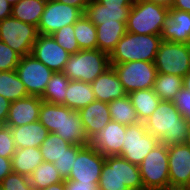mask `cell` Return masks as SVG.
<instances>
[{
	"mask_svg": "<svg viewBox=\"0 0 190 190\" xmlns=\"http://www.w3.org/2000/svg\"><path fill=\"white\" fill-rule=\"evenodd\" d=\"M47 0H21L12 6V17L36 27L44 12Z\"/></svg>",
	"mask_w": 190,
	"mask_h": 190,
	"instance_id": "83f0119b",
	"label": "cell"
},
{
	"mask_svg": "<svg viewBox=\"0 0 190 190\" xmlns=\"http://www.w3.org/2000/svg\"><path fill=\"white\" fill-rule=\"evenodd\" d=\"M154 63L157 73L184 77L190 71L188 44L162 41Z\"/></svg>",
	"mask_w": 190,
	"mask_h": 190,
	"instance_id": "ba28073f",
	"label": "cell"
},
{
	"mask_svg": "<svg viewBox=\"0 0 190 190\" xmlns=\"http://www.w3.org/2000/svg\"><path fill=\"white\" fill-rule=\"evenodd\" d=\"M56 42L68 53L75 54L80 51L76 37L74 35V24L67 25L52 34Z\"/></svg>",
	"mask_w": 190,
	"mask_h": 190,
	"instance_id": "8d00e7d4",
	"label": "cell"
},
{
	"mask_svg": "<svg viewBox=\"0 0 190 190\" xmlns=\"http://www.w3.org/2000/svg\"><path fill=\"white\" fill-rule=\"evenodd\" d=\"M110 67L109 54L99 49H86L70 54L62 72L70 80L91 84Z\"/></svg>",
	"mask_w": 190,
	"mask_h": 190,
	"instance_id": "277c9868",
	"label": "cell"
},
{
	"mask_svg": "<svg viewBox=\"0 0 190 190\" xmlns=\"http://www.w3.org/2000/svg\"><path fill=\"white\" fill-rule=\"evenodd\" d=\"M42 162L43 157L39 147L16 149L11 158L12 171L29 177Z\"/></svg>",
	"mask_w": 190,
	"mask_h": 190,
	"instance_id": "d4e9b609",
	"label": "cell"
},
{
	"mask_svg": "<svg viewBox=\"0 0 190 190\" xmlns=\"http://www.w3.org/2000/svg\"><path fill=\"white\" fill-rule=\"evenodd\" d=\"M0 95L10 102L29 96L15 70L0 72Z\"/></svg>",
	"mask_w": 190,
	"mask_h": 190,
	"instance_id": "f1b7e54d",
	"label": "cell"
},
{
	"mask_svg": "<svg viewBox=\"0 0 190 190\" xmlns=\"http://www.w3.org/2000/svg\"><path fill=\"white\" fill-rule=\"evenodd\" d=\"M97 49L107 54L115 49L117 42L126 34V24L120 21L103 22L96 26Z\"/></svg>",
	"mask_w": 190,
	"mask_h": 190,
	"instance_id": "cb8c5ba5",
	"label": "cell"
},
{
	"mask_svg": "<svg viewBox=\"0 0 190 190\" xmlns=\"http://www.w3.org/2000/svg\"><path fill=\"white\" fill-rule=\"evenodd\" d=\"M84 13L75 6L47 0L37 27L38 34L52 35L64 26L74 24Z\"/></svg>",
	"mask_w": 190,
	"mask_h": 190,
	"instance_id": "7c38bea8",
	"label": "cell"
},
{
	"mask_svg": "<svg viewBox=\"0 0 190 190\" xmlns=\"http://www.w3.org/2000/svg\"><path fill=\"white\" fill-rule=\"evenodd\" d=\"M92 90L96 100L102 102H112L127 95L124 91L120 79L111 66L104 73L100 74L92 83Z\"/></svg>",
	"mask_w": 190,
	"mask_h": 190,
	"instance_id": "ffe728a7",
	"label": "cell"
},
{
	"mask_svg": "<svg viewBox=\"0 0 190 190\" xmlns=\"http://www.w3.org/2000/svg\"><path fill=\"white\" fill-rule=\"evenodd\" d=\"M157 190H174V189H171V188H170V189H157Z\"/></svg>",
	"mask_w": 190,
	"mask_h": 190,
	"instance_id": "6f0895ef",
	"label": "cell"
},
{
	"mask_svg": "<svg viewBox=\"0 0 190 190\" xmlns=\"http://www.w3.org/2000/svg\"><path fill=\"white\" fill-rule=\"evenodd\" d=\"M21 56L0 40V72L15 70Z\"/></svg>",
	"mask_w": 190,
	"mask_h": 190,
	"instance_id": "f35d334b",
	"label": "cell"
},
{
	"mask_svg": "<svg viewBox=\"0 0 190 190\" xmlns=\"http://www.w3.org/2000/svg\"><path fill=\"white\" fill-rule=\"evenodd\" d=\"M110 65L117 73L127 94L137 90L153 88L157 76L154 62L132 61Z\"/></svg>",
	"mask_w": 190,
	"mask_h": 190,
	"instance_id": "52a82bcc",
	"label": "cell"
},
{
	"mask_svg": "<svg viewBox=\"0 0 190 190\" xmlns=\"http://www.w3.org/2000/svg\"><path fill=\"white\" fill-rule=\"evenodd\" d=\"M159 144V140L145 128L144 122L126 126L122 152L123 157L132 164L140 165L146 155Z\"/></svg>",
	"mask_w": 190,
	"mask_h": 190,
	"instance_id": "30bf717a",
	"label": "cell"
},
{
	"mask_svg": "<svg viewBox=\"0 0 190 190\" xmlns=\"http://www.w3.org/2000/svg\"><path fill=\"white\" fill-rule=\"evenodd\" d=\"M11 158L0 156V183L10 173H12Z\"/></svg>",
	"mask_w": 190,
	"mask_h": 190,
	"instance_id": "f6af8a7d",
	"label": "cell"
},
{
	"mask_svg": "<svg viewBox=\"0 0 190 190\" xmlns=\"http://www.w3.org/2000/svg\"><path fill=\"white\" fill-rule=\"evenodd\" d=\"M187 144L190 146V133H189V135H188Z\"/></svg>",
	"mask_w": 190,
	"mask_h": 190,
	"instance_id": "9f6ffc18",
	"label": "cell"
},
{
	"mask_svg": "<svg viewBox=\"0 0 190 190\" xmlns=\"http://www.w3.org/2000/svg\"><path fill=\"white\" fill-rule=\"evenodd\" d=\"M0 184L3 190H35L29 177L14 172L8 174Z\"/></svg>",
	"mask_w": 190,
	"mask_h": 190,
	"instance_id": "ab89813d",
	"label": "cell"
},
{
	"mask_svg": "<svg viewBox=\"0 0 190 190\" xmlns=\"http://www.w3.org/2000/svg\"><path fill=\"white\" fill-rule=\"evenodd\" d=\"M35 190L44 189L52 184L64 181L54 163L43 161L29 176Z\"/></svg>",
	"mask_w": 190,
	"mask_h": 190,
	"instance_id": "d6a6232c",
	"label": "cell"
},
{
	"mask_svg": "<svg viewBox=\"0 0 190 190\" xmlns=\"http://www.w3.org/2000/svg\"><path fill=\"white\" fill-rule=\"evenodd\" d=\"M183 88V77L172 74L157 73L153 91L160 100L172 101Z\"/></svg>",
	"mask_w": 190,
	"mask_h": 190,
	"instance_id": "1f68e13d",
	"label": "cell"
},
{
	"mask_svg": "<svg viewBox=\"0 0 190 190\" xmlns=\"http://www.w3.org/2000/svg\"><path fill=\"white\" fill-rule=\"evenodd\" d=\"M127 95L133 104L140 122H144L149 118L161 101L152 88L133 91Z\"/></svg>",
	"mask_w": 190,
	"mask_h": 190,
	"instance_id": "4316f807",
	"label": "cell"
},
{
	"mask_svg": "<svg viewBox=\"0 0 190 190\" xmlns=\"http://www.w3.org/2000/svg\"><path fill=\"white\" fill-rule=\"evenodd\" d=\"M183 190H190V179H189L187 186Z\"/></svg>",
	"mask_w": 190,
	"mask_h": 190,
	"instance_id": "11a10c76",
	"label": "cell"
},
{
	"mask_svg": "<svg viewBox=\"0 0 190 190\" xmlns=\"http://www.w3.org/2000/svg\"><path fill=\"white\" fill-rule=\"evenodd\" d=\"M66 190H99L98 183H81L80 181H73L65 179Z\"/></svg>",
	"mask_w": 190,
	"mask_h": 190,
	"instance_id": "7bdbcfd3",
	"label": "cell"
},
{
	"mask_svg": "<svg viewBox=\"0 0 190 190\" xmlns=\"http://www.w3.org/2000/svg\"><path fill=\"white\" fill-rule=\"evenodd\" d=\"M38 121L49 131L55 133L64 123V105L42 101Z\"/></svg>",
	"mask_w": 190,
	"mask_h": 190,
	"instance_id": "e575fe53",
	"label": "cell"
},
{
	"mask_svg": "<svg viewBox=\"0 0 190 190\" xmlns=\"http://www.w3.org/2000/svg\"><path fill=\"white\" fill-rule=\"evenodd\" d=\"M168 168L170 188L183 190L190 179V146L187 143L168 146Z\"/></svg>",
	"mask_w": 190,
	"mask_h": 190,
	"instance_id": "5bb4252c",
	"label": "cell"
},
{
	"mask_svg": "<svg viewBox=\"0 0 190 190\" xmlns=\"http://www.w3.org/2000/svg\"><path fill=\"white\" fill-rule=\"evenodd\" d=\"M138 167L144 190L170 189L167 145H156Z\"/></svg>",
	"mask_w": 190,
	"mask_h": 190,
	"instance_id": "8992f818",
	"label": "cell"
},
{
	"mask_svg": "<svg viewBox=\"0 0 190 190\" xmlns=\"http://www.w3.org/2000/svg\"><path fill=\"white\" fill-rule=\"evenodd\" d=\"M170 8L190 13V0H173Z\"/></svg>",
	"mask_w": 190,
	"mask_h": 190,
	"instance_id": "681fc988",
	"label": "cell"
},
{
	"mask_svg": "<svg viewBox=\"0 0 190 190\" xmlns=\"http://www.w3.org/2000/svg\"><path fill=\"white\" fill-rule=\"evenodd\" d=\"M12 5L7 0H0V21L5 18L11 17Z\"/></svg>",
	"mask_w": 190,
	"mask_h": 190,
	"instance_id": "7dc6e473",
	"label": "cell"
},
{
	"mask_svg": "<svg viewBox=\"0 0 190 190\" xmlns=\"http://www.w3.org/2000/svg\"><path fill=\"white\" fill-rule=\"evenodd\" d=\"M146 1H150L156 4H161L164 5L166 7H171L173 0H146Z\"/></svg>",
	"mask_w": 190,
	"mask_h": 190,
	"instance_id": "816d5d0a",
	"label": "cell"
},
{
	"mask_svg": "<svg viewBox=\"0 0 190 190\" xmlns=\"http://www.w3.org/2000/svg\"><path fill=\"white\" fill-rule=\"evenodd\" d=\"M181 115L190 121V91L182 88L172 100Z\"/></svg>",
	"mask_w": 190,
	"mask_h": 190,
	"instance_id": "b9f144b4",
	"label": "cell"
},
{
	"mask_svg": "<svg viewBox=\"0 0 190 190\" xmlns=\"http://www.w3.org/2000/svg\"><path fill=\"white\" fill-rule=\"evenodd\" d=\"M7 1H9V3L13 6L21 0H7Z\"/></svg>",
	"mask_w": 190,
	"mask_h": 190,
	"instance_id": "db71d44e",
	"label": "cell"
},
{
	"mask_svg": "<svg viewBox=\"0 0 190 190\" xmlns=\"http://www.w3.org/2000/svg\"><path fill=\"white\" fill-rule=\"evenodd\" d=\"M38 36L37 27L11 17L0 21V40L21 57L31 54Z\"/></svg>",
	"mask_w": 190,
	"mask_h": 190,
	"instance_id": "9c48e42d",
	"label": "cell"
},
{
	"mask_svg": "<svg viewBox=\"0 0 190 190\" xmlns=\"http://www.w3.org/2000/svg\"><path fill=\"white\" fill-rule=\"evenodd\" d=\"M74 35L80 50L97 49V30L84 14L74 23Z\"/></svg>",
	"mask_w": 190,
	"mask_h": 190,
	"instance_id": "836d02e7",
	"label": "cell"
},
{
	"mask_svg": "<svg viewBox=\"0 0 190 190\" xmlns=\"http://www.w3.org/2000/svg\"><path fill=\"white\" fill-rule=\"evenodd\" d=\"M56 1L64 3V4H68L70 6H75L76 8H79L84 13L90 0H56Z\"/></svg>",
	"mask_w": 190,
	"mask_h": 190,
	"instance_id": "c3c4849f",
	"label": "cell"
},
{
	"mask_svg": "<svg viewBox=\"0 0 190 190\" xmlns=\"http://www.w3.org/2000/svg\"><path fill=\"white\" fill-rule=\"evenodd\" d=\"M162 37L160 35L126 32L109 55L110 64L132 61L155 62Z\"/></svg>",
	"mask_w": 190,
	"mask_h": 190,
	"instance_id": "3957f363",
	"label": "cell"
},
{
	"mask_svg": "<svg viewBox=\"0 0 190 190\" xmlns=\"http://www.w3.org/2000/svg\"><path fill=\"white\" fill-rule=\"evenodd\" d=\"M125 133V125L111 120L89 139V145L94 146L105 157L117 156L122 152Z\"/></svg>",
	"mask_w": 190,
	"mask_h": 190,
	"instance_id": "2e32d148",
	"label": "cell"
},
{
	"mask_svg": "<svg viewBox=\"0 0 190 190\" xmlns=\"http://www.w3.org/2000/svg\"><path fill=\"white\" fill-rule=\"evenodd\" d=\"M55 133L72 145H89V139L84 132L79 112L74 111L65 105L63 126Z\"/></svg>",
	"mask_w": 190,
	"mask_h": 190,
	"instance_id": "7402d4cb",
	"label": "cell"
},
{
	"mask_svg": "<svg viewBox=\"0 0 190 190\" xmlns=\"http://www.w3.org/2000/svg\"><path fill=\"white\" fill-rule=\"evenodd\" d=\"M41 190H66L65 189V180L64 181H61L59 183H56V184H52L44 189H41Z\"/></svg>",
	"mask_w": 190,
	"mask_h": 190,
	"instance_id": "f907efd6",
	"label": "cell"
},
{
	"mask_svg": "<svg viewBox=\"0 0 190 190\" xmlns=\"http://www.w3.org/2000/svg\"><path fill=\"white\" fill-rule=\"evenodd\" d=\"M11 102L0 95V125H5Z\"/></svg>",
	"mask_w": 190,
	"mask_h": 190,
	"instance_id": "ee69618b",
	"label": "cell"
},
{
	"mask_svg": "<svg viewBox=\"0 0 190 190\" xmlns=\"http://www.w3.org/2000/svg\"><path fill=\"white\" fill-rule=\"evenodd\" d=\"M15 71L24 83L28 95L38 97L42 96L47 83L54 73L31 54L20 58Z\"/></svg>",
	"mask_w": 190,
	"mask_h": 190,
	"instance_id": "8fae6325",
	"label": "cell"
},
{
	"mask_svg": "<svg viewBox=\"0 0 190 190\" xmlns=\"http://www.w3.org/2000/svg\"><path fill=\"white\" fill-rule=\"evenodd\" d=\"M16 151L11 127L0 125V156L3 158H12Z\"/></svg>",
	"mask_w": 190,
	"mask_h": 190,
	"instance_id": "60d3db41",
	"label": "cell"
},
{
	"mask_svg": "<svg viewBox=\"0 0 190 190\" xmlns=\"http://www.w3.org/2000/svg\"><path fill=\"white\" fill-rule=\"evenodd\" d=\"M104 163L105 156L94 146H82L77 153L67 180L80 181L81 183H99Z\"/></svg>",
	"mask_w": 190,
	"mask_h": 190,
	"instance_id": "4fadbf2b",
	"label": "cell"
},
{
	"mask_svg": "<svg viewBox=\"0 0 190 190\" xmlns=\"http://www.w3.org/2000/svg\"><path fill=\"white\" fill-rule=\"evenodd\" d=\"M78 112L88 139L101 131L111 121L107 102L94 100Z\"/></svg>",
	"mask_w": 190,
	"mask_h": 190,
	"instance_id": "d6986e66",
	"label": "cell"
},
{
	"mask_svg": "<svg viewBox=\"0 0 190 190\" xmlns=\"http://www.w3.org/2000/svg\"><path fill=\"white\" fill-rule=\"evenodd\" d=\"M81 147L82 146L80 145H71L66 150V153L54 162L56 169L64 180L69 177L74 160L76 159L77 153Z\"/></svg>",
	"mask_w": 190,
	"mask_h": 190,
	"instance_id": "74e56055",
	"label": "cell"
},
{
	"mask_svg": "<svg viewBox=\"0 0 190 190\" xmlns=\"http://www.w3.org/2000/svg\"><path fill=\"white\" fill-rule=\"evenodd\" d=\"M65 96V106L79 111L96 100L90 83L78 80H70Z\"/></svg>",
	"mask_w": 190,
	"mask_h": 190,
	"instance_id": "484cf974",
	"label": "cell"
},
{
	"mask_svg": "<svg viewBox=\"0 0 190 190\" xmlns=\"http://www.w3.org/2000/svg\"><path fill=\"white\" fill-rule=\"evenodd\" d=\"M104 6H132L135 0H92Z\"/></svg>",
	"mask_w": 190,
	"mask_h": 190,
	"instance_id": "bcb514c9",
	"label": "cell"
},
{
	"mask_svg": "<svg viewBox=\"0 0 190 190\" xmlns=\"http://www.w3.org/2000/svg\"><path fill=\"white\" fill-rule=\"evenodd\" d=\"M11 131L16 149L40 147L49 134L39 121L11 127Z\"/></svg>",
	"mask_w": 190,
	"mask_h": 190,
	"instance_id": "603a6c76",
	"label": "cell"
},
{
	"mask_svg": "<svg viewBox=\"0 0 190 190\" xmlns=\"http://www.w3.org/2000/svg\"><path fill=\"white\" fill-rule=\"evenodd\" d=\"M31 55L53 72H62L70 53L61 47L52 35L38 34Z\"/></svg>",
	"mask_w": 190,
	"mask_h": 190,
	"instance_id": "9a60e30c",
	"label": "cell"
},
{
	"mask_svg": "<svg viewBox=\"0 0 190 190\" xmlns=\"http://www.w3.org/2000/svg\"><path fill=\"white\" fill-rule=\"evenodd\" d=\"M111 120L125 126L140 123L138 115L130 101L128 95L114 99L108 103Z\"/></svg>",
	"mask_w": 190,
	"mask_h": 190,
	"instance_id": "f546056e",
	"label": "cell"
},
{
	"mask_svg": "<svg viewBox=\"0 0 190 190\" xmlns=\"http://www.w3.org/2000/svg\"><path fill=\"white\" fill-rule=\"evenodd\" d=\"M144 125L148 133L167 146L186 144L190 133V121L181 115L172 101L161 100Z\"/></svg>",
	"mask_w": 190,
	"mask_h": 190,
	"instance_id": "6da1fadb",
	"label": "cell"
},
{
	"mask_svg": "<svg viewBox=\"0 0 190 190\" xmlns=\"http://www.w3.org/2000/svg\"><path fill=\"white\" fill-rule=\"evenodd\" d=\"M132 6H104L100 2L89 1L84 11V15L95 26L103 24V22L120 21L127 23V18Z\"/></svg>",
	"mask_w": 190,
	"mask_h": 190,
	"instance_id": "44dd1931",
	"label": "cell"
},
{
	"mask_svg": "<svg viewBox=\"0 0 190 190\" xmlns=\"http://www.w3.org/2000/svg\"><path fill=\"white\" fill-rule=\"evenodd\" d=\"M71 145L72 144L62 139L56 133H49L47 138L39 147L43 161L54 163L57 159L66 153V150Z\"/></svg>",
	"mask_w": 190,
	"mask_h": 190,
	"instance_id": "d590c367",
	"label": "cell"
},
{
	"mask_svg": "<svg viewBox=\"0 0 190 190\" xmlns=\"http://www.w3.org/2000/svg\"><path fill=\"white\" fill-rule=\"evenodd\" d=\"M160 36L162 41L188 44L190 42V13L170 8Z\"/></svg>",
	"mask_w": 190,
	"mask_h": 190,
	"instance_id": "e0dca14e",
	"label": "cell"
},
{
	"mask_svg": "<svg viewBox=\"0 0 190 190\" xmlns=\"http://www.w3.org/2000/svg\"><path fill=\"white\" fill-rule=\"evenodd\" d=\"M70 79L63 72H54L40 97L44 102L65 105V96Z\"/></svg>",
	"mask_w": 190,
	"mask_h": 190,
	"instance_id": "4dcf8cb0",
	"label": "cell"
},
{
	"mask_svg": "<svg viewBox=\"0 0 190 190\" xmlns=\"http://www.w3.org/2000/svg\"><path fill=\"white\" fill-rule=\"evenodd\" d=\"M42 101L38 96L29 95L11 102L5 125L18 127L38 121Z\"/></svg>",
	"mask_w": 190,
	"mask_h": 190,
	"instance_id": "ac0fdd59",
	"label": "cell"
},
{
	"mask_svg": "<svg viewBox=\"0 0 190 190\" xmlns=\"http://www.w3.org/2000/svg\"><path fill=\"white\" fill-rule=\"evenodd\" d=\"M183 88L190 91V71L183 77Z\"/></svg>",
	"mask_w": 190,
	"mask_h": 190,
	"instance_id": "f5cc1de1",
	"label": "cell"
},
{
	"mask_svg": "<svg viewBox=\"0 0 190 190\" xmlns=\"http://www.w3.org/2000/svg\"><path fill=\"white\" fill-rule=\"evenodd\" d=\"M170 7L146 0H135L127 18L126 30L134 34L161 35Z\"/></svg>",
	"mask_w": 190,
	"mask_h": 190,
	"instance_id": "5b68a950",
	"label": "cell"
},
{
	"mask_svg": "<svg viewBox=\"0 0 190 190\" xmlns=\"http://www.w3.org/2000/svg\"><path fill=\"white\" fill-rule=\"evenodd\" d=\"M99 190H144L138 165L123 157L106 156L103 164Z\"/></svg>",
	"mask_w": 190,
	"mask_h": 190,
	"instance_id": "7a4b0ae2",
	"label": "cell"
}]
</instances>
